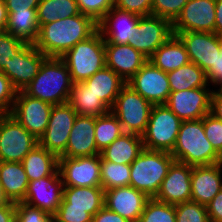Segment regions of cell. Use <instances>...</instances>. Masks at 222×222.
Listing matches in <instances>:
<instances>
[{
  "label": "cell",
  "mask_w": 222,
  "mask_h": 222,
  "mask_svg": "<svg viewBox=\"0 0 222 222\" xmlns=\"http://www.w3.org/2000/svg\"><path fill=\"white\" fill-rule=\"evenodd\" d=\"M143 150L142 136L123 133L102 150L100 156L109 162L130 165Z\"/></svg>",
  "instance_id": "27"
},
{
  "label": "cell",
  "mask_w": 222,
  "mask_h": 222,
  "mask_svg": "<svg viewBox=\"0 0 222 222\" xmlns=\"http://www.w3.org/2000/svg\"><path fill=\"white\" fill-rule=\"evenodd\" d=\"M211 94L206 87L171 92L165 105L182 121L199 120L210 113Z\"/></svg>",
  "instance_id": "15"
},
{
  "label": "cell",
  "mask_w": 222,
  "mask_h": 222,
  "mask_svg": "<svg viewBox=\"0 0 222 222\" xmlns=\"http://www.w3.org/2000/svg\"><path fill=\"white\" fill-rule=\"evenodd\" d=\"M63 189V181L57 170L52 176L29 182L22 202L39 208L52 217L62 202Z\"/></svg>",
  "instance_id": "16"
},
{
  "label": "cell",
  "mask_w": 222,
  "mask_h": 222,
  "mask_svg": "<svg viewBox=\"0 0 222 222\" xmlns=\"http://www.w3.org/2000/svg\"><path fill=\"white\" fill-rule=\"evenodd\" d=\"M139 18L137 14L113 7L98 23V30L105 43L127 44L136 30Z\"/></svg>",
  "instance_id": "23"
},
{
  "label": "cell",
  "mask_w": 222,
  "mask_h": 222,
  "mask_svg": "<svg viewBox=\"0 0 222 222\" xmlns=\"http://www.w3.org/2000/svg\"><path fill=\"white\" fill-rule=\"evenodd\" d=\"M150 198L132 186L104 191V206L130 222H137Z\"/></svg>",
  "instance_id": "20"
},
{
  "label": "cell",
  "mask_w": 222,
  "mask_h": 222,
  "mask_svg": "<svg viewBox=\"0 0 222 222\" xmlns=\"http://www.w3.org/2000/svg\"><path fill=\"white\" fill-rule=\"evenodd\" d=\"M38 144L39 140L11 114L0 116V161L22 162Z\"/></svg>",
  "instance_id": "8"
},
{
  "label": "cell",
  "mask_w": 222,
  "mask_h": 222,
  "mask_svg": "<svg viewBox=\"0 0 222 222\" xmlns=\"http://www.w3.org/2000/svg\"><path fill=\"white\" fill-rule=\"evenodd\" d=\"M7 22H8L7 8L5 6L4 0H0V32L6 30Z\"/></svg>",
  "instance_id": "54"
},
{
  "label": "cell",
  "mask_w": 222,
  "mask_h": 222,
  "mask_svg": "<svg viewBox=\"0 0 222 222\" xmlns=\"http://www.w3.org/2000/svg\"><path fill=\"white\" fill-rule=\"evenodd\" d=\"M152 107L153 104L126 84L110 111L118 118L124 133L142 136L146 131Z\"/></svg>",
  "instance_id": "7"
},
{
  "label": "cell",
  "mask_w": 222,
  "mask_h": 222,
  "mask_svg": "<svg viewBox=\"0 0 222 222\" xmlns=\"http://www.w3.org/2000/svg\"><path fill=\"white\" fill-rule=\"evenodd\" d=\"M81 14L89 16L97 24L114 7V0H76Z\"/></svg>",
  "instance_id": "40"
},
{
  "label": "cell",
  "mask_w": 222,
  "mask_h": 222,
  "mask_svg": "<svg viewBox=\"0 0 222 222\" xmlns=\"http://www.w3.org/2000/svg\"><path fill=\"white\" fill-rule=\"evenodd\" d=\"M173 161L171 153L144 149L130 164V186L155 198Z\"/></svg>",
  "instance_id": "4"
},
{
  "label": "cell",
  "mask_w": 222,
  "mask_h": 222,
  "mask_svg": "<svg viewBox=\"0 0 222 222\" xmlns=\"http://www.w3.org/2000/svg\"><path fill=\"white\" fill-rule=\"evenodd\" d=\"M173 32H214L215 0H189L172 22Z\"/></svg>",
  "instance_id": "17"
},
{
  "label": "cell",
  "mask_w": 222,
  "mask_h": 222,
  "mask_svg": "<svg viewBox=\"0 0 222 222\" xmlns=\"http://www.w3.org/2000/svg\"><path fill=\"white\" fill-rule=\"evenodd\" d=\"M172 35L170 20L155 15L140 16L127 44L149 58Z\"/></svg>",
  "instance_id": "9"
},
{
  "label": "cell",
  "mask_w": 222,
  "mask_h": 222,
  "mask_svg": "<svg viewBox=\"0 0 222 222\" xmlns=\"http://www.w3.org/2000/svg\"><path fill=\"white\" fill-rule=\"evenodd\" d=\"M126 84L153 105L165 104L171 93L167 73L150 61H147Z\"/></svg>",
  "instance_id": "13"
},
{
  "label": "cell",
  "mask_w": 222,
  "mask_h": 222,
  "mask_svg": "<svg viewBox=\"0 0 222 222\" xmlns=\"http://www.w3.org/2000/svg\"><path fill=\"white\" fill-rule=\"evenodd\" d=\"M218 36L222 37V0H215V30Z\"/></svg>",
  "instance_id": "53"
},
{
  "label": "cell",
  "mask_w": 222,
  "mask_h": 222,
  "mask_svg": "<svg viewBox=\"0 0 222 222\" xmlns=\"http://www.w3.org/2000/svg\"><path fill=\"white\" fill-rule=\"evenodd\" d=\"M17 90L13 87L9 78L0 71V113L10 114Z\"/></svg>",
  "instance_id": "45"
},
{
  "label": "cell",
  "mask_w": 222,
  "mask_h": 222,
  "mask_svg": "<svg viewBox=\"0 0 222 222\" xmlns=\"http://www.w3.org/2000/svg\"><path fill=\"white\" fill-rule=\"evenodd\" d=\"M137 222H176L175 205L150 198Z\"/></svg>",
  "instance_id": "37"
},
{
  "label": "cell",
  "mask_w": 222,
  "mask_h": 222,
  "mask_svg": "<svg viewBox=\"0 0 222 222\" xmlns=\"http://www.w3.org/2000/svg\"><path fill=\"white\" fill-rule=\"evenodd\" d=\"M76 117L77 113L68 103L53 105L48 126L39 139V145L59 158L66 150Z\"/></svg>",
  "instance_id": "11"
},
{
  "label": "cell",
  "mask_w": 222,
  "mask_h": 222,
  "mask_svg": "<svg viewBox=\"0 0 222 222\" xmlns=\"http://www.w3.org/2000/svg\"><path fill=\"white\" fill-rule=\"evenodd\" d=\"M52 104L17 91L10 114L38 140L45 133Z\"/></svg>",
  "instance_id": "10"
},
{
  "label": "cell",
  "mask_w": 222,
  "mask_h": 222,
  "mask_svg": "<svg viewBox=\"0 0 222 222\" xmlns=\"http://www.w3.org/2000/svg\"><path fill=\"white\" fill-rule=\"evenodd\" d=\"M58 170L64 186H101L100 154L77 158L59 157Z\"/></svg>",
  "instance_id": "12"
},
{
  "label": "cell",
  "mask_w": 222,
  "mask_h": 222,
  "mask_svg": "<svg viewBox=\"0 0 222 222\" xmlns=\"http://www.w3.org/2000/svg\"><path fill=\"white\" fill-rule=\"evenodd\" d=\"M7 202H8V201H7V199L4 197L3 192H2V190H1V188H0V206L3 205V204H5V203H7Z\"/></svg>",
  "instance_id": "55"
},
{
  "label": "cell",
  "mask_w": 222,
  "mask_h": 222,
  "mask_svg": "<svg viewBox=\"0 0 222 222\" xmlns=\"http://www.w3.org/2000/svg\"><path fill=\"white\" fill-rule=\"evenodd\" d=\"M208 84L219 85L222 82V46L221 51L217 52L215 65L206 73ZM210 81V82H209Z\"/></svg>",
  "instance_id": "50"
},
{
  "label": "cell",
  "mask_w": 222,
  "mask_h": 222,
  "mask_svg": "<svg viewBox=\"0 0 222 222\" xmlns=\"http://www.w3.org/2000/svg\"><path fill=\"white\" fill-rule=\"evenodd\" d=\"M176 222H210L207 207L188 201L175 205Z\"/></svg>",
  "instance_id": "38"
},
{
  "label": "cell",
  "mask_w": 222,
  "mask_h": 222,
  "mask_svg": "<svg viewBox=\"0 0 222 222\" xmlns=\"http://www.w3.org/2000/svg\"><path fill=\"white\" fill-rule=\"evenodd\" d=\"M98 30V24L89 16L78 14L41 25L34 46L47 57L60 58L78 42Z\"/></svg>",
  "instance_id": "1"
},
{
  "label": "cell",
  "mask_w": 222,
  "mask_h": 222,
  "mask_svg": "<svg viewBox=\"0 0 222 222\" xmlns=\"http://www.w3.org/2000/svg\"><path fill=\"white\" fill-rule=\"evenodd\" d=\"M29 180L21 162L0 161V188L7 201L24 200Z\"/></svg>",
  "instance_id": "25"
},
{
  "label": "cell",
  "mask_w": 222,
  "mask_h": 222,
  "mask_svg": "<svg viewBox=\"0 0 222 222\" xmlns=\"http://www.w3.org/2000/svg\"><path fill=\"white\" fill-rule=\"evenodd\" d=\"M0 222H16V203L8 201L0 206Z\"/></svg>",
  "instance_id": "51"
},
{
  "label": "cell",
  "mask_w": 222,
  "mask_h": 222,
  "mask_svg": "<svg viewBox=\"0 0 222 222\" xmlns=\"http://www.w3.org/2000/svg\"><path fill=\"white\" fill-rule=\"evenodd\" d=\"M52 222H92V216L86 209L69 208V204H60L52 216Z\"/></svg>",
  "instance_id": "43"
},
{
  "label": "cell",
  "mask_w": 222,
  "mask_h": 222,
  "mask_svg": "<svg viewBox=\"0 0 222 222\" xmlns=\"http://www.w3.org/2000/svg\"><path fill=\"white\" fill-rule=\"evenodd\" d=\"M47 58L34 44H27L16 56L5 64L3 73L17 91L23 89L35 78L43 61Z\"/></svg>",
  "instance_id": "18"
},
{
  "label": "cell",
  "mask_w": 222,
  "mask_h": 222,
  "mask_svg": "<svg viewBox=\"0 0 222 222\" xmlns=\"http://www.w3.org/2000/svg\"><path fill=\"white\" fill-rule=\"evenodd\" d=\"M124 133L118 118L109 113L95 117V143L99 152Z\"/></svg>",
  "instance_id": "35"
},
{
  "label": "cell",
  "mask_w": 222,
  "mask_h": 222,
  "mask_svg": "<svg viewBox=\"0 0 222 222\" xmlns=\"http://www.w3.org/2000/svg\"><path fill=\"white\" fill-rule=\"evenodd\" d=\"M221 87L217 90L222 95V82L219 84Z\"/></svg>",
  "instance_id": "56"
},
{
  "label": "cell",
  "mask_w": 222,
  "mask_h": 222,
  "mask_svg": "<svg viewBox=\"0 0 222 222\" xmlns=\"http://www.w3.org/2000/svg\"><path fill=\"white\" fill-rule=\"evenodd\" d=\"M154 66L168 73L190 62L186 47L177 35H172L149 58Z\"/></svg>",
  "instance_id": "26"
},
{
  "label": "cell",
  "mask_w": 222,
  "mask_h": 222,
  "mask_svg": "<svg viewBox=\"0 0 222 222\" xmlns=\"http://www.w3.org/2000/svg\"><path fill=\"white\" fill-rule=\"evenodd\" d=\"M68 104L77 115L99 117L110 112V108L97 97L84 82L72 85Z\"/></svg>",
  "instance_id": "30"
},
{
  "label": "cell",
  "mask_w": 222,
  "mask_h": 222,
  "mask_svg": "<svg viewBox=\"0 0 222 222\" xmlns=\"http://www.w3.org/2000/svg\"><path fill=\"white\" fill-rule=\"evenodd\" d=\"M184 43L190 62L208 72L213 65L217 52L221 51L222 37L214 32H173Z\"/></svg>",
  "instance_id": "14"
},
{
  "label": "cell",
  "mask_w": 222,
  "mask_h": 222,
  "mask_svg": "<svg viewBox=\"0 0 222 222\" xmlns=\"http://www.w3.org/2000/svg\"><path fill=\"white\" fill-rule=\"evenodd\" d=\"M61 204H69V208L86 209L93 217L104 206V189L101 186H64Z\"/></svg>",
  "instance_id": "29"
},
{
  "label": "cell",
  "mask_w": 222,
  "mask_h": 222,
  "mask_svg": "<svg viewBox=\"0 0 222 222\" xmlns=\"http://www.w3.org/2000/svg\"><path fill=\"white\" fill-rule=\"evenodd\" d=\"M152 4L153 0H114V7L139 16L151 15Z\"/></svg>",
  "instance_id": "46"
},
{
  "label": "cell",
  "mask_w": 222,
  "mask_h": 222,
  "mask_svg": "<svg viewBox=\"0 0 222 222\" xmlns=\"http://www.w3.org/2000/svg\"><path fill=\"white\" fill-rule=\"evenodd\" d=\"M182 120L165 104L153 105L145 133L144 149L172 153Z\"/></svg>",
  "instance_id": "6"
},
{
  "label": "cell",
  "mask_w": 222,
  "mask_h": 222,
  "mask_svg": "<svg viewBox=\"0 0 222 222\" xmlns=\"http://www.w3.org/2000/svg\"><path fill=\"white\" fill-rule=\"evenodd\" d=\"M101 187L105 190L130 185V165L117 164L100 156Z\"/></svg>",
  "instance_id": "36"
},
{
  "label": "cell",
  "mask_w": 222,
  "mask_h": 222,
  "mask_svg": "<svg viewBox=\"0 0 222 222\" xmlns=\"http://www.w3.org/2000/svg\"><path fill=\"white\" fill-rule=\"evenodd\" d=\"M212 91L210 114L222 121V95L218 91Z\"/></svg>",
  "instance_id": "52"
},
{
  "label": "cell",
  "mask_w": 222,
  "mask_h": 222,
  "mask_svg": "<svg viewBox=\"0 0 222 222\" xmlns=\"http://www.w3.org/2000/svg\"><path fill=\"white\" fill-rule=\"evenodd\" d=\"M189 0H153L151 15L163 17L173 22Z\"/></svg>",
  "instance_id": "41"
},
{
  "label": "cell",
  "mask_w": 222,
  "mask_h": 222,
  "mask_svg": "<svg viewBox=\"0 0 222 222\" xmlns=\"http://www.w3.org/2000/svg\"><path fill=\"white\" fill-rule=\"evenodd\" d=\"M41 0H4L7 12L27 11L29 8H37Z\"/></svg>",
  "instance_id": "49"
},
{
  "label": "cell",
  "mask_w": 222,
  "mask_h": 222,
  "mask_svg": "<svg viewBox=\"0 0 222 222\" xmlns=\"http://www.w3.org/2000/svg\"><path fill=\"white\" fill-rule=\"evenodd\" d=\"M100 154L95 143V117L77 115L65 152L60 157H89Z\"/></svg>",
  "instance_id": "22"
},
{
  "label": "cell",
  "mask_w": 222,
  "mask_h": 222,
  "mask_svg": "<svg viewBox=\"0 0 222 222\" xmlns=\"http://www.w3.org/2000/svg\"><path fill=\"white\" fill-rule=\"evenodd\" d=\"M222 162L194 166L191 173V201L207 205L222 189Z\"/></svg>",
  "instance_id": "24"
},
{
  "label": "cell",
  "mask_w": 222,
  "mask_h": 222,
  "mask_svg": "<svg viewBox=\"0 0 222 222\" xmlns=\"http://www.w3.org/2000/svg\"><path fill=\"white\" fill-rule=\"evenodd\" d=\"M66 64L73 84L84 82L106 66L105 40L99 30L78 42L60 57Z\"/></svg>",
  "instance_id": "5"
},
{
  "label": "cell",
  "mask_w": 222,
  "mask_h": 222,
  "mask_svg": "<svg viewBox=\"0 0 222 222\" xmlns=\"http://www.w3.org/2000/svg\"><path fill=\"white\" fill-rule=\"evenodd\" d=\"M206 207L210 222H222V189Z\"/></svg>",
  "instance_id": "47"
},
{
  "label": "cell",
  "mask_w": 222,
  "mask_h": 222,
  "mask_svg": "<svg viewBox=\"0 0 222 222\" xmlns=\"http://www.w3.org/2000/svg\"><path fill=\"white\" fill-rule=\"evenodd\" d=\"M92 222H130L116 212L103 206L93 217Z\"/></svg>",
  "instance_id": "48"
},
{
  "label": "cell",
  "mask_w": 222,
  "mask_h": 222,
  "mask_svg": "<svg viewBox=\"0 0 222 222\" xmlns=\"http://www.w3.org/2000/svg\"><path fill=\"white\" fill-rule=\"evenodd\" d=\"M89 89L111 109L121 89L126 85L118 74L105 66L84 81Z\"/></svg>",
  "instance_id": "28"
},
{
  "label": "cell",
  "mask_w": 222,
  "mask_h": 222,
  "mask_svg": "<svg viewBox=\"0 0 222 222\" xmlns=\"http://www.w3.org/2000/svg\"><path fill=\"white\" fill-rule=\"evenodd\" d=\"M16 222H52V217L39 208L18 202L16 203Z\"/></svg>",
  "instance_id": "44"
},
{
  "label": "cell",
  "mask_w": 222,
  "mask_h": 222,
  "mask_svg": "<svg viewBox=\"0 0 222 222\" xmlns=\"http://www.w3.org/2000/svg\"><path fill=\"white\" fill-rule=\"evenodd\" d=\"M27 44L7 31L0 32V71L3 72L9 59L16 56Z\"/></svg>",
  "instance_id": "39"
},
{
  "label": "cell",
  "mask_w": 222,
  "mask_h": 222,
  "mask_svg": "<svg viewBox=\"0 0 222 222\" xmlns=\"http://www.w3.org/2000/svg\"><path fill=\"white\" fill-rule=\"evenodd\" d=\"M191 173L192 166L174 160L155 199L171 205L191 201Z\"/></svg>",
  "instance_id": "19"
},
{
  "label": "cell",
  "mask_w": 222,
  "mask_h": 222,
  "mask_svg": "<svg viewBox=\"0 0 222 222\" xmlns=\"http://www.w3.org/2000/svg\"><path fill=\"white\" fill-rule=\"evenodd\" d=\"M58 157L39 144L22 160L29 182L52 176L58 170Z\"/></svg>",
  "instance_id": "31"
},
{
  "label": "cell",
  "mask_w": 222,
  "mask_h": 222,
  "mask_svg": "<svg viewBox=\"0 0 222 222\" xmlns=\"http://www.w3.org/2000/svg\"><path fill=\"white\" fill-rule=\"evenodd\" d=\"M72 85L65 62L61 58L47 57L23 92L52 105H60L68 103Z\"/></svg>",
  "instance_id": "2"
},
{
  "label": "cell",
  "mask_w": 222,
  "mask_h": 222,
  "mask_svg": "<svg viewBox=\"0 0 222 222\" xmlns=\"http://www.w3.org/2000/svg\"><path fill=\"white\" fill-rule=\"evenodd\" d=\"M171 155L189 166H208L222 162L203 128V118L182 121Z\"/></svg>",
  "instance_id": "3"
},
{
  "label": "cell",
  "mask_w": 222,
  "mask_h": 222,
  "mask_svg": "<svg viewBox=\"0 0 222 222\" xmlns=\"http://www.w3.org/2000/svg\"><path fill=\"white\" fill-rule=\"evenodd\" d=\"M36 9L29 8L27 11L7 12L8 22L5 31L28 44H34L40 28Z\"/></svg>",
  "instance_id": "32"
},
{
  "label": "cell",
  "mask_w": 222,
  "mask_h": 222,
  "mask_svg": "<svg viewBox=\"0 0 222 222\" xmlns=\"http://www.w3.org/2000/svg\"><path fill=\"white\" fill-rule=\"evenodd\" d=\"M203 128L212 147L222 157V121L209 113L203 117Z\"/></svg>",
  "instance_id": "42"
},
{
  "label": "cell",
  "mask_w": 222,
  "mask_h": 222,
  "mask_svg": "<svg viewBox=\"0 0 222 222\" xmlns=\"http://www.w3.org/2000/svg\"><path fill=\"white\" fill-rule=\"evenodd\" d=\"M171 92L209 86L206 72L193 62L167 73Z\"/></svg>",
  "instance_id": "33"
},
{
  "label": "cell",
  "mask_w": 222,
  "mask_h": 222,
  "mask_svg": "<svg viewBox=\"0 0 222 222\" xmlns=\"http://www.w3.org/2000/svg\"><path fill=\"white\" fill-rule=\"evenodd\" d=\"M105 59L106 66L126 82L148 61V58L134 47L114 43H105Z\"/></svg>",
  "instance_id": "21"
},
{
  "label": "cell",
  "mask_w": 222,
  "mask_h": 222,
  "mask_svg": "<svg viewBox=\"0 0 222 222\" xmlns=\"http://www.w3.org/2000/svg\"><path fill=\"white\" fill-rule=\"evenodd\" d=\"M36 10L40 26L80 14L76 0H41Z\"/></svg>",
  "instance_id": "34"
}]
</instances>
